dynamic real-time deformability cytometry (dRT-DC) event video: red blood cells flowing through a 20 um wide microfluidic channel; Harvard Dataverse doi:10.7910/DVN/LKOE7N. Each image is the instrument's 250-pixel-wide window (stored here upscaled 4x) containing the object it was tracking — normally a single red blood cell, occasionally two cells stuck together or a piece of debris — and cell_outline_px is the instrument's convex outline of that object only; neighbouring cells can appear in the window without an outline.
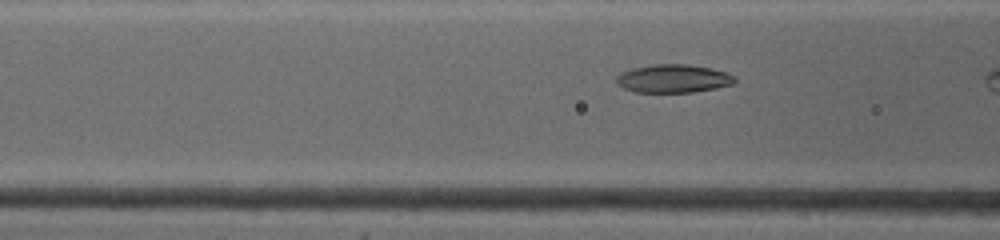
{"species": "common noctule bat (a hibernating species)", "species_latin": "Nyctalus noctula", "temperature_condition": "warm", "stored_images_in_passage": 50, "camera_frame_rate_fps": 4500, "um_per_image_px": 0.085, "animal": {"sex": "female", "body_mass_g": 19.0, "forearm_length_mm": 53.3}, "frame": {"image": 1, "passage_image": 15, "time_ms": 1.778, "image_size_px": [1000, 240], "cell_outline_px": [[736, 84], [716, 88], [692, 92], [636, 92], [624, 88], [616, 84], [616, 76], [620, 72], [632, 68], [652, 64], [688, 64], [712, 68], [728, 72], [736, 80]], "centroid_in_image_um": [57.23, 6.67], "position_along_channel_um": 109.4, "area_um2": 19.71}}
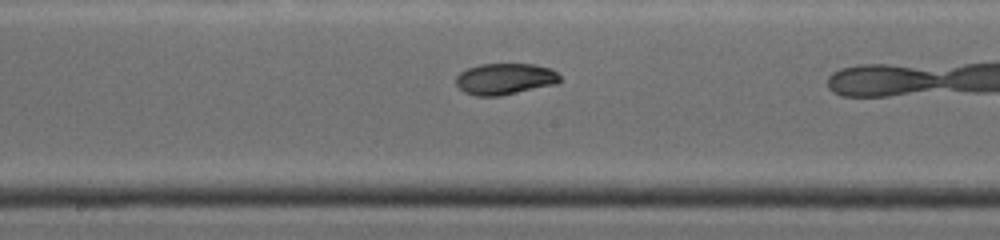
{"frame": {"image": 2, "passage_image": 36, "time_ms": 4.222, "image_size_px": [1000, 240], "cell_outline_px": [[560, 80], [556, 84], [500, 96], [476, 96], [464, 92], [456, 84], [456, 76], [460, 72], [468, 68], [480, 64], [532, 64], [548, 68], [556, 72], [560, 76]], "centroid_in_image_um": [42.89, 6.71], "position_along_channel_um": 205.3, "area_um2": 18.9}}
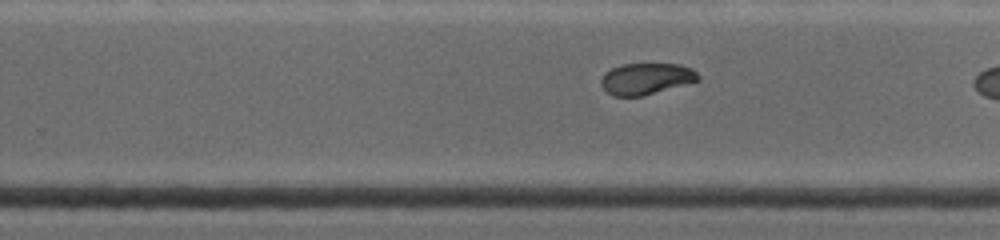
{"frame": {"image": 3, "passage_image": 47, "time_ms": 6.0, "image_size_px": [1000, 240], "cell_outline_px": [[700, 80], [644, 96], [612, 96], [600, 84], [600, 80], [604, 72], [612, 68], [624, 64], [680, 64], [692, 68], [700, 76]], "centroid_in_image_um": [54.92, 6.69], "position_along_channel_um": 274.9, "area_um2": 17.86}}